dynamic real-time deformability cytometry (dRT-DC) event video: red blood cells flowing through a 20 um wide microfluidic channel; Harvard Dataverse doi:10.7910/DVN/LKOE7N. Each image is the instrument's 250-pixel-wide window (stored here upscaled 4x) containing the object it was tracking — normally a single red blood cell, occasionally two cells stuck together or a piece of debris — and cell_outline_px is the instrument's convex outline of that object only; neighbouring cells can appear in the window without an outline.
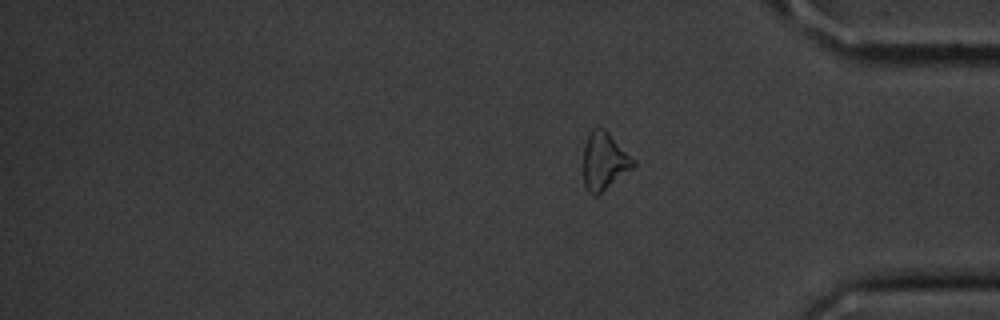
{"species": "common noctule bat (a hibernating species)", "species_latin": "Nyctalus noctula", "temperature_condition": "cold", "stored_images_in_passage": 15, "segment_of_instrument_passage": [2, 2], "camera_frame_rate_fps": 3000, "um_per_image_px": 0.085, "animal": {"sex": "male", "body_mass_g": 20.1, "forearm_length_mm": 53.5}, "frame": {"image": 1, "passage_image": 15, "time_ms": 17.667, "image_size_px": [1000, 320], "cell_outline_px": [[636, 164], [632, 168], [596, 196], [592, 196], [588, 192], [584, 184], [584, 144], [592, 128], [604, 128], [636, 160]], "centroid_in_image_um": [51.36, 13.69], "position_along_channel_um": 383.8, "area_um2": 16.59}}